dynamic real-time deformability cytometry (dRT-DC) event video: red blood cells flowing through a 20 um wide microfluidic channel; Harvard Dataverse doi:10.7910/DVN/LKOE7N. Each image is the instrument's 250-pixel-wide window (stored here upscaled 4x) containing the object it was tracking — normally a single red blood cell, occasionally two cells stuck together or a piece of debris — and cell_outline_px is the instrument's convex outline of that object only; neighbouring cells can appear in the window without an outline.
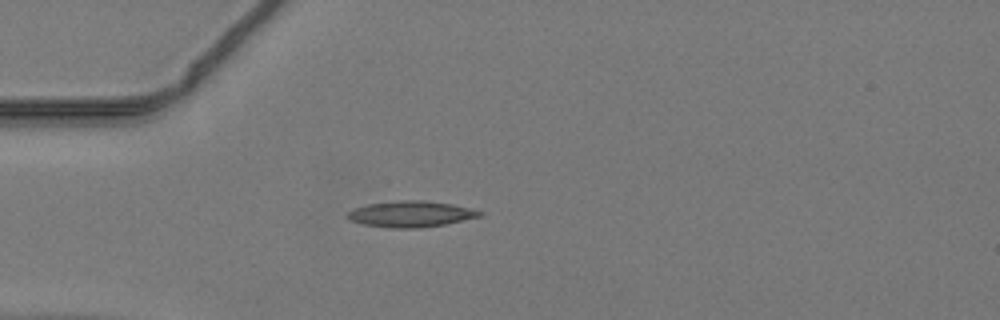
{"species": "common noctule bat (a hibernating species)", "species_latin": "Nyctalus noctula", "temperature_condition": "warm", "stored_images_in_passage": 24, "camera_frame_rate_fps": 3000, "um_per_image_px": 0.085, "animal": {"sex": "male", "body_mass_g": 19.2, "forearm_length_mm": 51.8}, "frame": {"image": 1, "passage_image": 1, "time_ms": 0.0, "image_size_px": [1000, 320], "cell_outline_px": [[484, 216], [444, 224], [420, 228], [392, 228], [364, 224], [348, 220], [348, 212], [352, 208], [368, 204], [400, 200], [424, 200], [452, 204], [484, 212]], "centroid_in_image_um": [34.93, 18.19], "position_along_channel_um": 50.1, "area_um2": 20.06}}
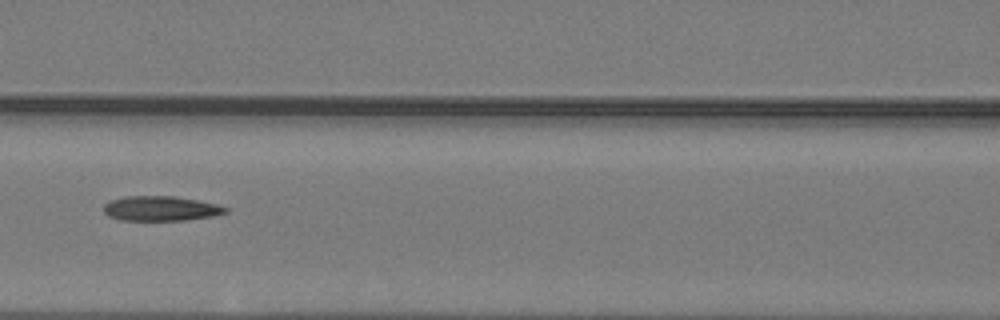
{"frame": {"image": 2, "passage_image": 9, "time_ms": 2.667, "image_size_px": [1000, 320], "cell_outline_px": [[228, 212], [216, 216], [184, 220], [120, 220], [108, 216], [104, 212], [104, 204], [108, 200], [124, 196], [172, 196], [196, 200], [216, 204], [228, 208]], "centroid_in_image_um": [13.64, 17.72], "position_along_channel_um": 153.0, "area_um2": 17.69}}
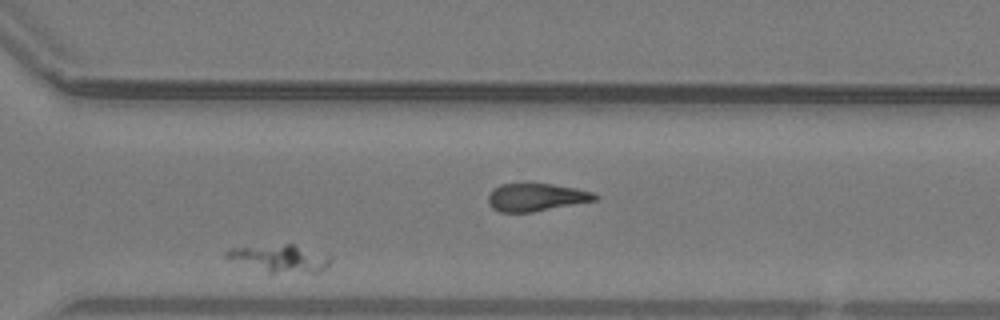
{"frame": {"image": 3, "passage_image": 21, "time_ms": 6.667, "image_size_px": [1000, 320], "cell_outline_px": [[332, 260], [324, 268], [316, 272], [268, 272], [224, 256], [224, 252], [232, 248], [284, 244], [292, 244], [332, 256]], "centroid_in_image_um": [23.84, 21.94], "position_along_channel_um": 346.8, "area_um2": 15.9}}